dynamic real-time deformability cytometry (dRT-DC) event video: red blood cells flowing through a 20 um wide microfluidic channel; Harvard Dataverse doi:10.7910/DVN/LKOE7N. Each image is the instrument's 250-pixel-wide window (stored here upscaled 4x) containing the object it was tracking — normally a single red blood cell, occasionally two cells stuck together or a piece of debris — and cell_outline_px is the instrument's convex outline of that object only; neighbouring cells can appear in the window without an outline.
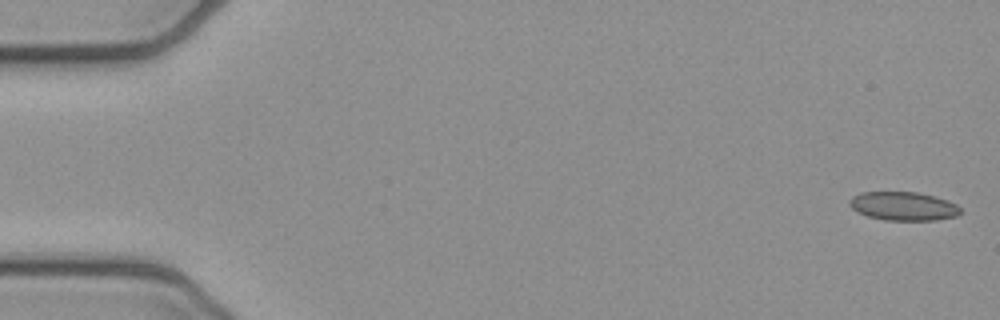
{"species": "common noctule bat (a hibernating species)", "species_latin": "Nyctalus noctula", "temperature_condition": "cold", "stored_images_in_passage": 52, "camera_frame_rate_fps": 3000, "um_per_image_px": 0.085, "animal": {"sex": "female", "body_mass_g": 21.9}, "frame": {"image": 1, "passage_image": 1, "time_ms": 0.0, "image_size_px": [1000, 320], "cell_outline_px": [[960, 212], [956, 216], [936, 220], [884, 220], [868, 216], [852, 208], [848, 204], [848, 200], [852, 196], [860, 192], [920, 192], [936, 196], [948, 200], [956, 204], [960, 208]], "centroid_in_image_um": [76.78, 17.51], "position_along_channel_um": 8.2, "area_um2": 18.61}}
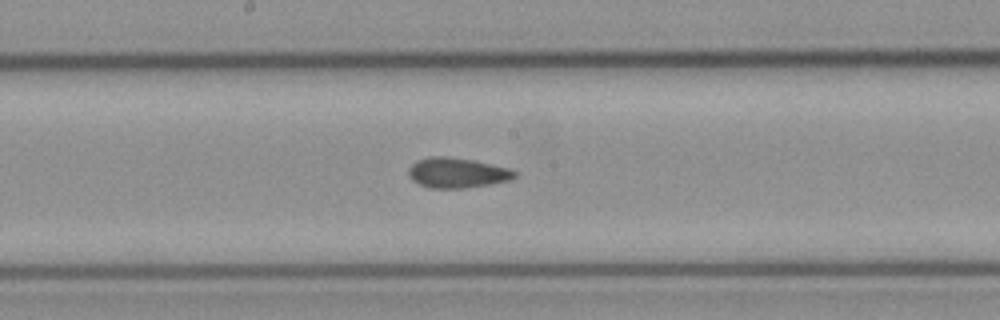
{"frame": {"image": 2, "passage_image": 27, "time_ms": 8.667, "image_size_px": [1000, 320], "cell_outline_px": [[516, 176], [512, 180], [492, 184], [464, 188], [428, 188], [412, 180], [408, 176], [408, 168], [416, 160], [428, 156], [448, 156], [472, 160], [508, 168], [516, 172]], "centroid_in_image_um": [38.82, 14.69], "position_along_channel_um": 209.4, "area_um2": 18.79}}
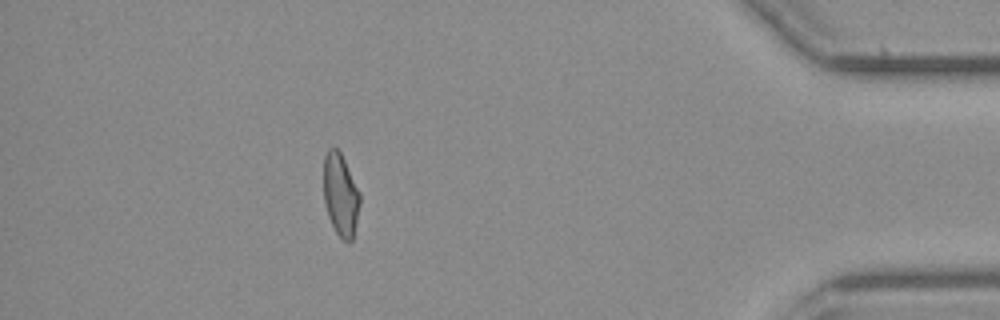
{"frame": {"image": 3, "passage_image": 46, "time_ms": 15.0, "image_size_px": [1000, 320], "cell_outline_px": [[360, 204], [352, 240], [348, 244], [336, 232], [328, 216], [324, 204], [324, 156], [328, 148], [336, 148], [340, 152], [360, 192]], "centroid_in_image_um": [28.94, 16.56], "position_along_channel_um": 406.3, "area_um2": 17.34}, "authors_computed_cell_mechanics": {"area_um2": 18.6116, "velocity_mm_per_s": 3.935, "shape_relaxation_time_tau1_ms": null, "shape_relaxation_time_tau2_ms": 2.3847, "deformation_change_tau1": null, "deformation_change_tau2": 0.0798}}